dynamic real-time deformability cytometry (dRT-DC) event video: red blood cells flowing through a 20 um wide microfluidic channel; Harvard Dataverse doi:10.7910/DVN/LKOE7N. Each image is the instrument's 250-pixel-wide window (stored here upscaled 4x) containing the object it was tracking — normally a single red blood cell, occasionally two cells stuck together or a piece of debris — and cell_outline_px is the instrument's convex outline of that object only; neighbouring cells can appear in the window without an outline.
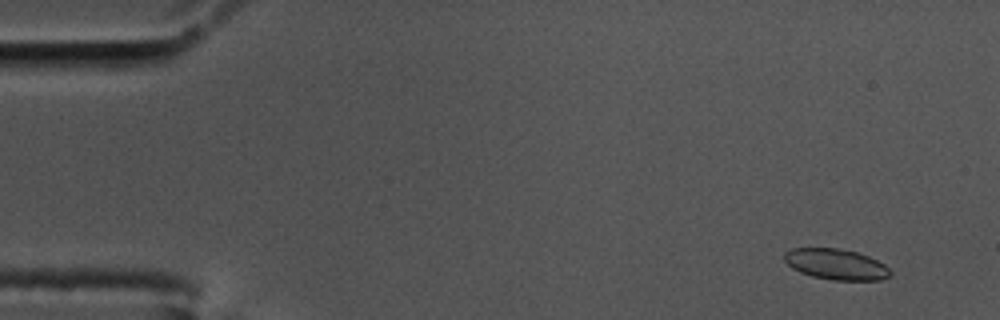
{"species": "common noctule bat (a hibernating species)", "species_latin": "Nyctalus noctula", "temperature_condition": "cold", "stored_images_in_passage": 59, "camera_frame_rate_fps": 3000, "um_per_image_px": 0.085, "animal": {"sex": "male", "body_mass_g": 17.5, "forearm_length_mm": 52.3}, "frame": {"image": 1, "passage_image": 5, "time_ms": 1.333, "image_size_px": [1000, 320], "cell_outline_px": [[892, 272], [888, 276], [880, 280], [832, 280], [812, 276], [800, 272], [792, 268], [784, 260], [784, 252], [792, 248], [836, 248], [856, 252], [868, 256], [884, 264]], "centroid_in_image_um": [71.04, 22.46], "position_along_channel_um": 14.0, "area_um2": 18.9}}
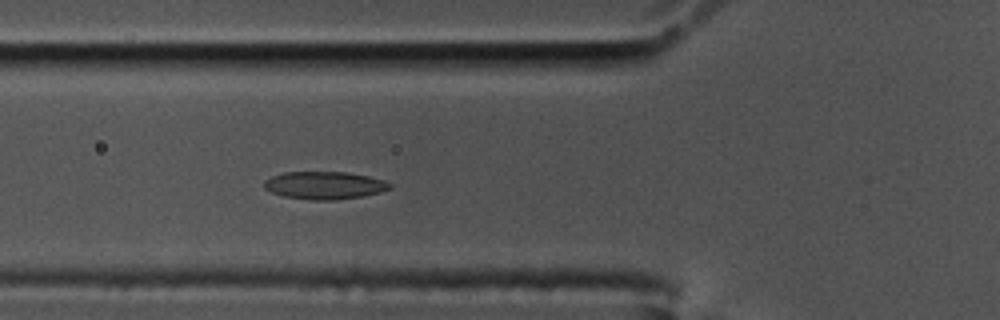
{"frame": {"image": 2, "passage_image": 22, "time_ms": 7.0, "image_size_px": [1000, 320], "cell_outline_px": [[392, 188], [380, 192], [364, 196], [332, 200], [312, 200], [284, 196], [272, 192], [264, 188], [264, 180], [272, 176], [284, 172], [348, 172], [368, 176], [384, 180], [392, 184]], "centroid_in_image_um": [27.6, 15.75], "position_along_channel_um": 98.2, "area_um2": 20.29}}
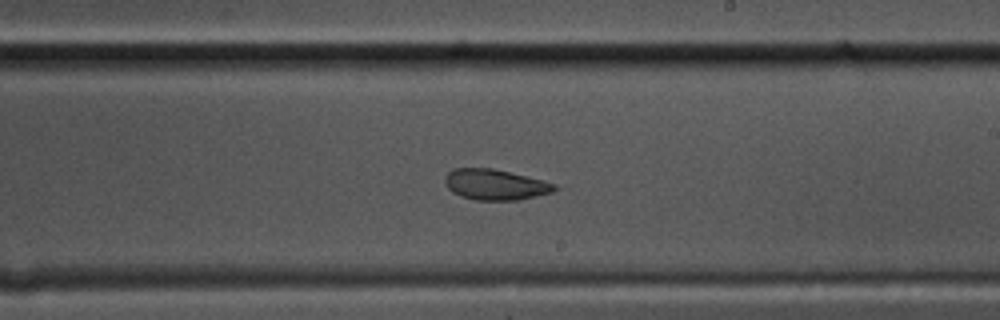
{"frame": {"image": 3, "passage_image": 35, "time_ms": 11.333, "image_size_px": [1000, 320], "cell_outline_px": [[556, 188], [552, 192], [520, 200], [476, 200], [460, 196], [452, 192], [444, 184], [444, 176], [452, 168], [492, 168], [544, 180], [556, 184]], "centroid_in_image_um": [42.06, 15.69], "position_along_channel_um": 246.9, "area_um2": 19.71}, "authors_computed_cell_mechanics": {"area_um2": 20.0566, "velocity_mm_per_s": 3.435, "shape_relaxation_time_tau1_ms": null, "shape_relaxation_time_tau2_ms": 1.5488, "deformation_change_tau1": null, "deformation_change_tau2": 0.061}}